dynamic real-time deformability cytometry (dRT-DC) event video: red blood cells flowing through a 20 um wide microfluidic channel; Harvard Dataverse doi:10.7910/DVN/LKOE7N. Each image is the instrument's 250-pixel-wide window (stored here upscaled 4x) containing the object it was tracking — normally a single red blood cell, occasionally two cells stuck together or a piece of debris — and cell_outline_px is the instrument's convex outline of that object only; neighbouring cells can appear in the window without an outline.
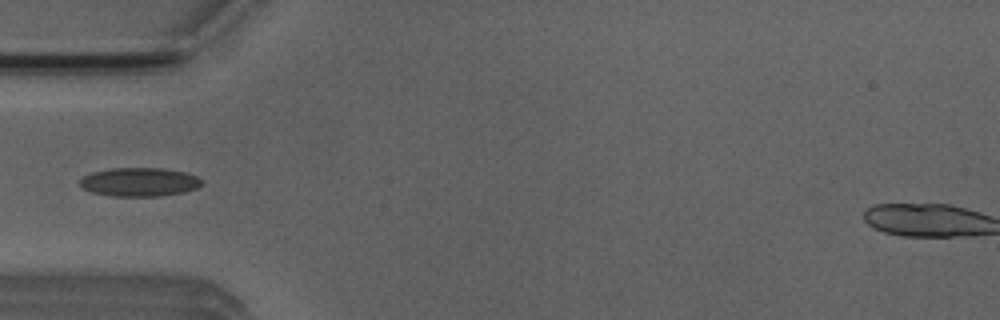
{"species": "Egyptian fruit bat (a non-hibernating species)", "species_latin": "Rousettus aegyptiacus", "temperature_condition": "room temperature", "stored_images_in_passage": 5, "camera_frame_rate_fps": 3000, "um_per_image_px": 0.085, "animal": {"sex": "male"}, "frame": {"image": 1, "passage_image": 4, "time_ms": 3.667, "image_size_px": [1000, 320], "cell_outline_px": [[204, 184], [196, 188], [184, 192], [160, 196], [112, 196], [92, 192], [80, 188], [80, 180], [84, 176], [92, 172], [108, 168], [164, 168], [184, 172], [196, 176], [204, 180]], "centroid_in_image_um": [11.86, 15.47], "position_along_channel_um": 73.1, "area_um2": 20.58}}